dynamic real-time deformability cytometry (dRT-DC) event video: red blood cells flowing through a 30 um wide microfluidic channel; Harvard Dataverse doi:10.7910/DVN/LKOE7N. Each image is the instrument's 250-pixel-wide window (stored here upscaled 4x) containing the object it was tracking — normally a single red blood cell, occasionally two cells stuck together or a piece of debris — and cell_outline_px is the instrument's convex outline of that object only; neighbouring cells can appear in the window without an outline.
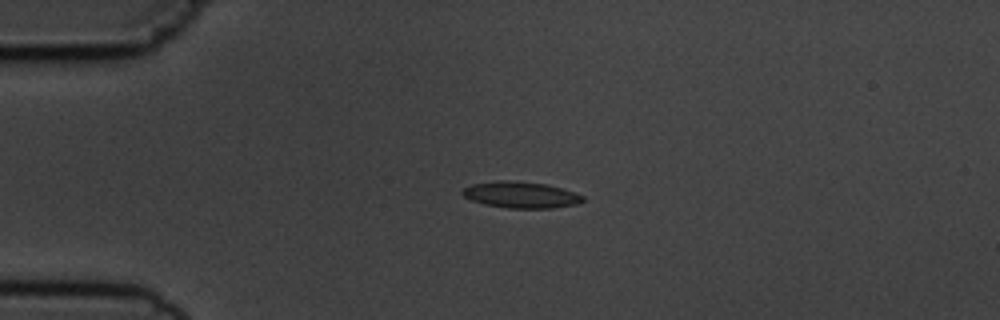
{"species": "common noctule bat (a hibernating species)", "species_latin": "Nyctalus noctula", "temperature_condition": "cold", "stored_images_in_passage": 2, "camera_frame_rate_fps": 3000, "um_per_image_px": 0.085, "animal": {"sex": "male", "body_mass_g": 19.5, "forearm_length_mm": 54.6}, "frame": {"image": 1, "passage_image": 1, "time_ms": 0.0, "image_size_px": [1000, 320], "cell_outline_px": [[584, 200], [576, 204], [552, 208], [508, 208], [484, 204], [472, 200], [464, 196], [460, 192], [464, 188], [472, 184], [500, 180], [508, 180], [544, 184], [560, 188], [584, 196]], "centroid_in_image_um": [44.24, 16.56], "position_along_channel_um": 40.8, "area_um2": 18.21}}